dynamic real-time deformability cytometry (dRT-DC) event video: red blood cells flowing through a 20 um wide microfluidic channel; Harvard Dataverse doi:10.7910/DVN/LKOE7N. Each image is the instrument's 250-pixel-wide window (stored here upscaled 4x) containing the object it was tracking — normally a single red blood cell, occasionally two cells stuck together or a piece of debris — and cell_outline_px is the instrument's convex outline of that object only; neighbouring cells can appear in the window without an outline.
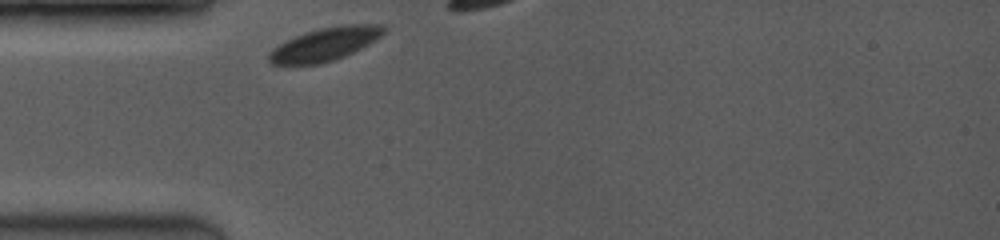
{"species": "common noctule bat (a hibernating species)", "species_latin": "Nyctalus noctula", "temperature_condition": "room temperature", "stored_images_in_passage": 5, "camera_frame_rate_fps": 3500, "um_per_image_px": 0.085, "animal": {"sex": "female", "body_mass_g": 19.0, "forearm_length_mm": 53.3}, "frame": {"image": 1, "passage_image": 1, "time_ms": 0.0, "image_size_px": [1000, 240], "cell_outline_px": [[388, 28], [376, 40], [344, 56], [320, 64], [272, 64], [268, 60], [268, 52], [272, 48], [304, 32], [320, 28], [344, 24], [384, 24]], "centroid_in_image_um": [27.64, 3.74], "position_along_channel_um": 57.4, "area_um2": 22.08}}